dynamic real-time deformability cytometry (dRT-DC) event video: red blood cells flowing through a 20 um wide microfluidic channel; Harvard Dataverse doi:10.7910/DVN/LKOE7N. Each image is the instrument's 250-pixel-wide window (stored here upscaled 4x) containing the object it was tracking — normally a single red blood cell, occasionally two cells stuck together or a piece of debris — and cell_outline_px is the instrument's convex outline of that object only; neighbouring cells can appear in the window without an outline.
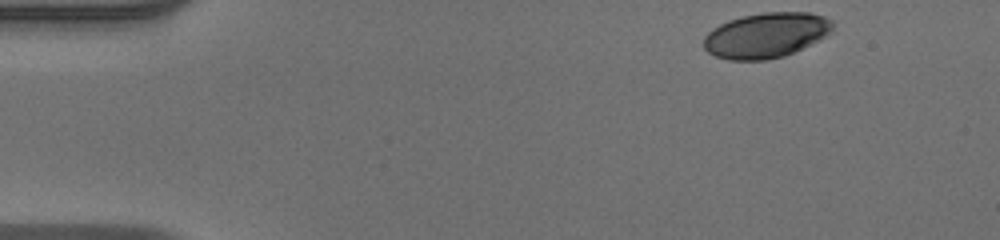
{"species": "human", "species_latin": "Homo sapiens", "temperature_condition": "warm", "stored_images_in_passage": 47, "camera_frame_rate_fps": 3000, "um_per_image_px": 0.085, "donor": {"sex": "male"}, "frame": {"image": 1, "passage_image": 1, "time_ms": 0.0, "image_size_px": [1000, 240], "cell_outline_px": [[832, 32], [784, 56], [764, 60], [728, 60], [716, 56], [708, 52], [704, 48], [704, 36], [712, 28], [728, 20], [744, 16], [764, 12], [812, 12], [824, 16], [832, 20]], "centroid_in_image_um": [65.09, 2.98], "position_along_channel_um": 19.9, "area_um2": 33.7}}
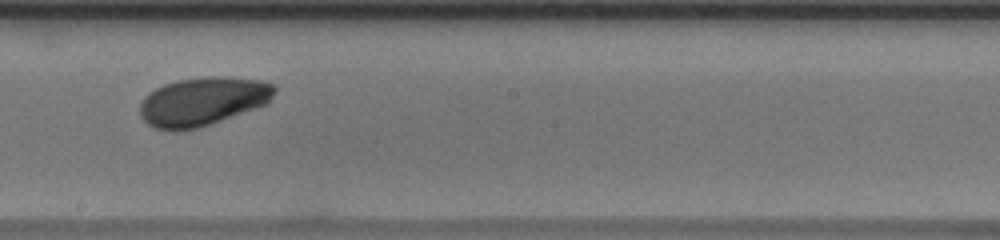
{"frame": {"image": 2, "passage_image": 25, "time_ms": 8.0, "image_size_px": [1000, 240], "cell_outline_px": [[276, 92], [268, 104], [196, 128], [176, 132], [156, 128], [148, 124], [140, 116], [140, 104], [144, 96], [148, 92], [164, 84], [176, 80], [208, 76], [216, 76], [260, 80], [276, 84]], "centroid_in_image_um": [17.23, 8.61], "position_along_channel_um": 231.0, "area_um2": 38.21}}
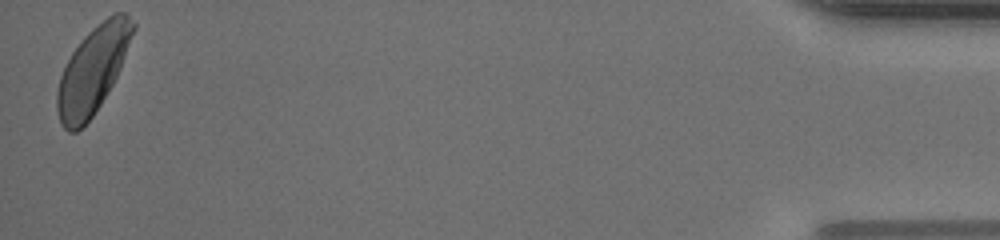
{"frame": {"image": 3, "passage_image": 47, "time_ms": 15.333, "image_size_px": [1000, 240], "cell_outline_px": [[136, 28], [116, 76], [112, 84], [100, 104], [92, 116], [76, 132], [68, 132], [60, 124], [56, 108], [56, 92], [60, 76], [72, 52], [84, 36], [92, 28], [108, 16], [116, 12], [124, 12], [136, 24]], "centroid_in_image_um": [7.86, 5.96], "position_along_channel_um": 427.3, "area_um2": 37.8}, "authors_computed_cell_mechanics": {"area_um2": 36.703, "velocity_mm_per_s": 3.9082, "shape_relaxation_time_tau1_ms": 2.5895, "shape_relaxation_time_tau2_ms": null, "deformation_change_tau1": 0.1, "deformation_change_tau2": null}}